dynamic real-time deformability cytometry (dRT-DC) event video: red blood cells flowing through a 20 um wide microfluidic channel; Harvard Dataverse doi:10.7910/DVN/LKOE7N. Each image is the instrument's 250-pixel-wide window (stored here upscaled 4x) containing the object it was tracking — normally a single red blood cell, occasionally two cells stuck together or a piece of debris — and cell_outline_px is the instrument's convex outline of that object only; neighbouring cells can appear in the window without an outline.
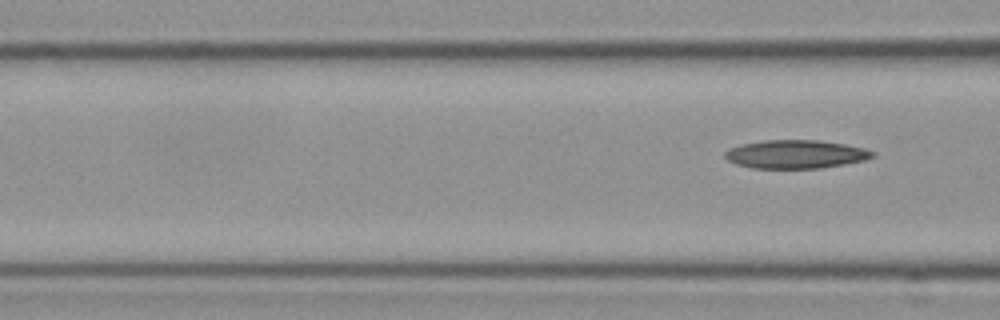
{"species": "Egyptian fruit bat (a non-hibernating species)", "species_latin": "Rousettus aegyptiacus", "temperature_condition": "cold", "stored_images_in_passage": 5, "camera_frame_rate_fps": 3000, "um_per_image_px": 0.085, "frame": {"image": 1, "passage_image": 5, "time_ms": 1.333, "image_size_px": [1000, 320], "cell_outline_px": [[876, 156], [864, 160], [844, 164], [820, 168], [752, 168], [736, 164], [728, 160], [724, 156], [724, 152], [728, 148], [740, 144], [764, 140], [820, 140], [844, 144], [864, 148], [876, 152]], "centroid_in_image_um": [67.62, 13.1], "position_along_channel_um": 99.0, "area_um2": 24.57}}